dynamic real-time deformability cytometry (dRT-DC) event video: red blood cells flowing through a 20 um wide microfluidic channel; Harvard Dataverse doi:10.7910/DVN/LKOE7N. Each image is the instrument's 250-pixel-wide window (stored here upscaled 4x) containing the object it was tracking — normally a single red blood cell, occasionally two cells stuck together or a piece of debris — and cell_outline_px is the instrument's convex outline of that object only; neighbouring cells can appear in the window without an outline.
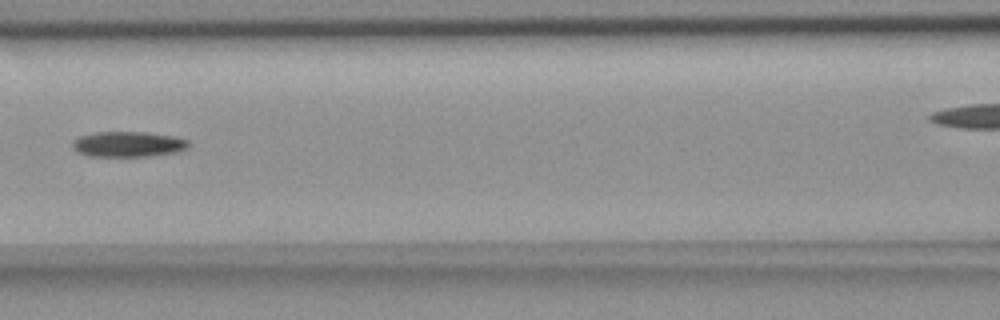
{"species": "common noctule bat (a hibernating species)", "species_latin": "Nyctalus noctula", "temperature_condition": "room temperature", "stored_images_in_passage": 4, "segment_of_instrument_passage": [1, 2], "camera_frame_rate_fps": 3000, "um_per_image_px": 0.085, "animal": {"sex": "female", "body_mass_g": 18.4}, "frame": {"image": 1, "passage_image": 3, "time_ms": 2.333, "image_size_px": [1000, 320], "cell_outline_px": [[188, 148], [176, 152], [148, 156], [88, 156], [72, 148], [72, 140], [80, 136], [96, 132], [148, 132], [172, 136], [188, 140]], "centroid_in_image_um": [10.87, 12.25], "position_along_channel_um": 155.7, "area_um2": 17.11}}